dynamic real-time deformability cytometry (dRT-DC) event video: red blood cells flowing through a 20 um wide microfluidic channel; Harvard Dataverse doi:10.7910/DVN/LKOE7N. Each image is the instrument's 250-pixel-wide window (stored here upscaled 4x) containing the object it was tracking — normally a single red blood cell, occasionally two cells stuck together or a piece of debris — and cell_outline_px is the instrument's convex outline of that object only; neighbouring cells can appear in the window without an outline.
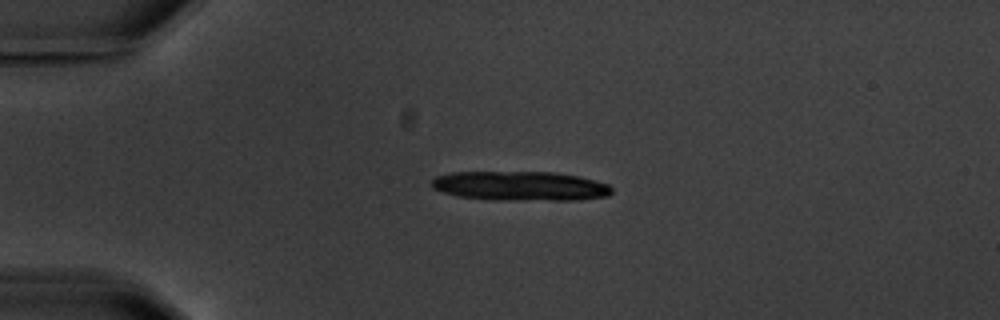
{"species": "common noctule bat (a hibernating species)", "species_latin": "Nyctalus noctula", "temperature_condition": "warm", "stored_images_in_passage": 4, "camera_frame_rate_fps": 3000, "um_per_image_px": 0.085, "animal": {"sex": "male", "body_mass_g": 20.1, "forearm_length_mm": 53.5}, "frame": {"image": 1, "passage_image": 3, "time_ms": 2.667, "image_size_px": [1000, 320], "cell_outline_px": [[612, 192], [608, 196], [580, 200], [492, 200], [456, 196], [432, 188], [432, 180], [436, 176], [452, 172], [556, 172], [576, 176], [608, 184], [612, 188]], "centroid_in_image_um": [44.21, 15.82], "position_along_channel_um": 40.8, "area_um2": 30.98}}